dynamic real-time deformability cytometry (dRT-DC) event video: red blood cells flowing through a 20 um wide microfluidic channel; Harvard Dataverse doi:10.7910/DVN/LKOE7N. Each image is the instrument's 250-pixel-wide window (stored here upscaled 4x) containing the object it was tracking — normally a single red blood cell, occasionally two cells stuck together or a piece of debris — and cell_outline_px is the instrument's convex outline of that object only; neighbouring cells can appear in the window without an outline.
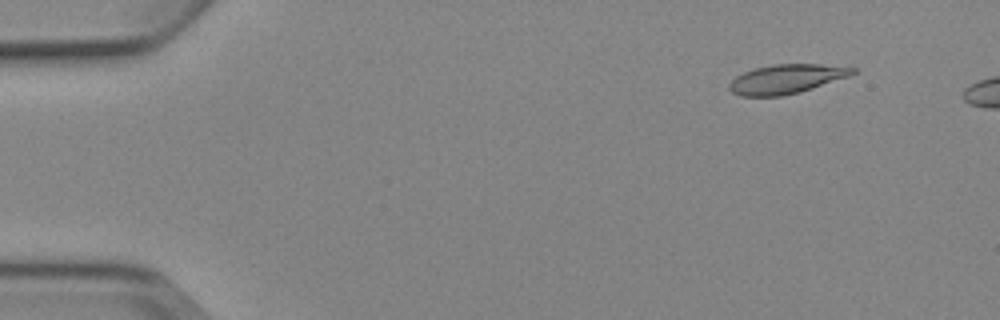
{"species": "Egyptian fruit bat (a non-hibernating species)", "species_latin": "Rousettus aegyptiacus", "temperature_condition": "cold", "stored_images_in_passage": 3, "camera_frame_rate_fps": 3000, "um_per_image_px": 0.085, "animal": {"sex": "female"}, "frame": {"image": 1, "passage_image": 2, "time_ms": 1.0, "image_size_px": [1000, 320], "cell_outline_px": [[856, 72], [848, 76], [800, 92], [780, 96], [740, 96], [732, 92], [728, 88], [728, 84], [736, 76], [744, 72], [756, 68], [772, 64], [820, 64], [856, 68]], "centroid_in_image_um": [66.8, 6.71], "position_along_channel_um": 18.2, "area_um2": 20.81}}